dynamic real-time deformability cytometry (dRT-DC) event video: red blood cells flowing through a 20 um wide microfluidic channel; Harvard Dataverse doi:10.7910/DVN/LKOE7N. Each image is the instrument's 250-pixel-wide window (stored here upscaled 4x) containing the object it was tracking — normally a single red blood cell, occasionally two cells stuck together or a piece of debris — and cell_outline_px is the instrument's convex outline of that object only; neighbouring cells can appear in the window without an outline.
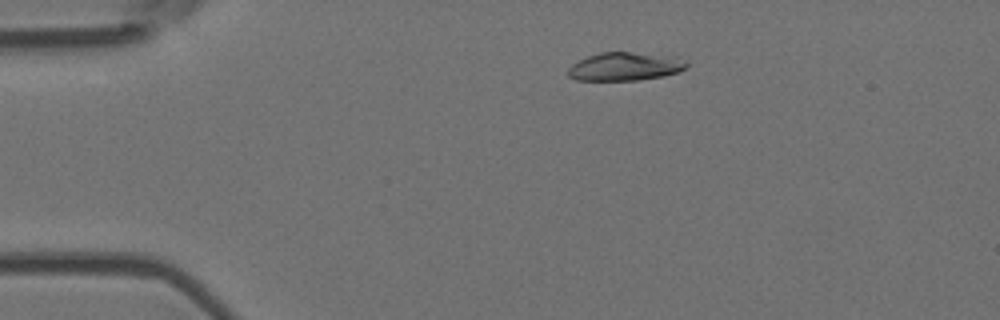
{"species": "Egyptian fruit bat (a non-hibernating species)", "species_latin": "Rousettus aegyptiacus", "temperature_condition": "room temperature", "stored_images_in_passage": 6, "camera_frame_rate_fps": 3000, "um_per_image_px": 0.085, "animal": {"sex": "female"}, "frame": {"image": 1, "passage_image": 2, "time_ms": 0.333, "image_size_px": [1000, 320], "cell_outline_px": [[688, 64], [680, 72], [664, 76], [636, 80], [576, 80], [568, 76], [568, 68], [572, 64], [588, 56], [600, 52], [632, 52], [676, 56], [688, 60]], "centroid_in_image_um": [53.17, 5.65], "position_along_channel_um": 31.8, "area_um2": 19.71}}
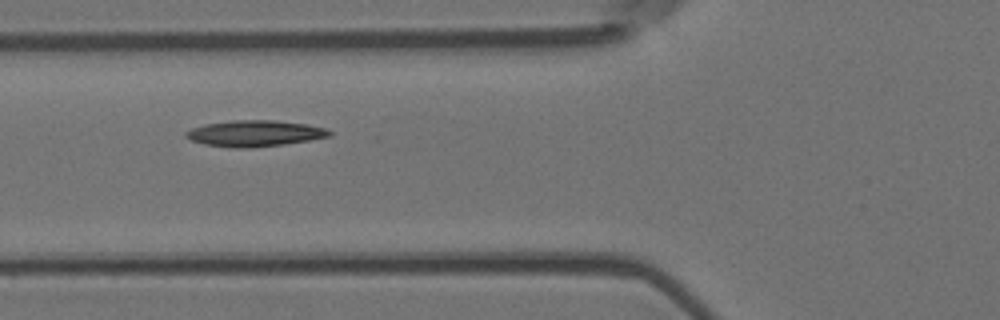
{"frame": {"image": 2, "passage_image": 5, "time_ms": 1.333, "image_size_px": [1000, 320], "cell_outline_px": [[332, 136], [284, 144], [252, 148], [232, 148], [204, 144], [192, 140], [184, 136], [184, 132], [192, 128], [204, 124], [232, 120], [276, 120], [308, 124], [328, 128], [332, 132]], "centroid_in_image_um": [21.67, 11.33], "position_along_channel_um": 104.1, "area_um2": 22.08}}
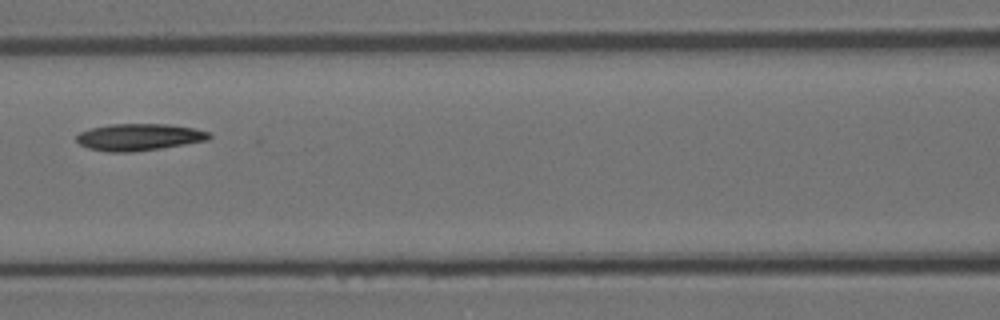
{"frame": {"image": 3, "passage_image": 6, "time_ms": 1.667, "image_size_px": [1000, 320], "cell_outline_px": [[212, 136], [208, 140], [160, 148], [132, 152], [108, 152], [88, 148], [80, 144], [76, 140], [76, 136], [80, 132], [92, 128], [108, 124], [168, 124], [196, 128], [212, 132]], "centroid_in_image_um": [11.85, 11.64], "position_along_channel_um": 154.8, "area_um2": 20.87}}